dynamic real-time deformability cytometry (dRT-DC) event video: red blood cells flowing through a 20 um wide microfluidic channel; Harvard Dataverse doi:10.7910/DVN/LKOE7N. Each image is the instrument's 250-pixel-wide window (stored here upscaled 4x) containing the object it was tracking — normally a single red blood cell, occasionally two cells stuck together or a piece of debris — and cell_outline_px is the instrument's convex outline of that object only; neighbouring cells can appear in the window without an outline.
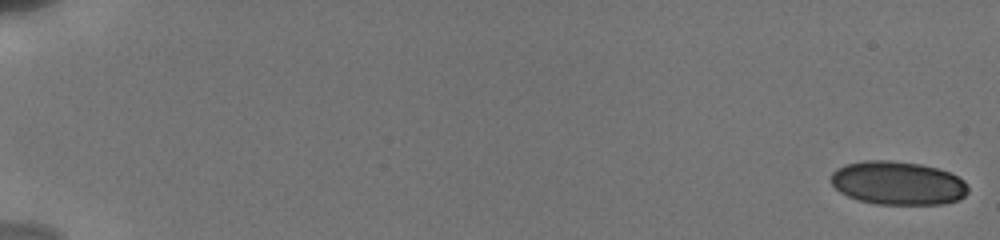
{"species": "human", "species_latin": "Homo sapiens", "temperature_condition": "cold", "stored_images_in_passage": 16, "camera_frame_rate_fps": 3000, "um_per_image_px": 0.085, "donor": {"sex": "male"}, "frame": {"image": 1, "passage_image": 1, "time_ms": 0.0, "image_size_px": [1000, 240], "cell_outline_px": [[968, 192], [960, 200], [944, 204], [876, 204], [856, 200], [840, 192], [832, 184], [832, 172], [836, 168], [844, 164], [864, 160], [892, 160], [920, 164], [936, 168], [948, 172], [964, 180], [968, 184]], "centroid_in_image_um": [76.31, 15.56], "position_along_channel_um": 8.7, "area_um2": 35.03}}
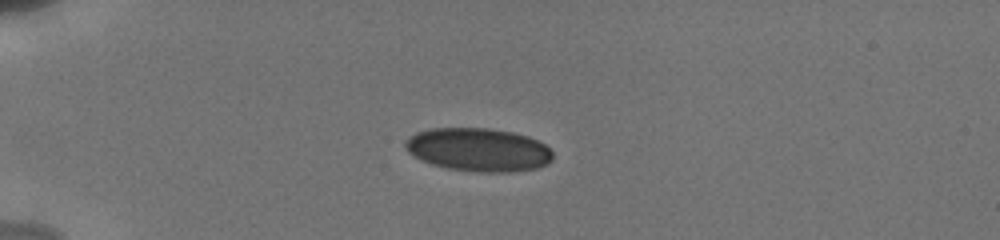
{"frame": {"image": 2, "passage_image": 12, "time_ms": 5.0, "image_size_px": [1000, 240], "cell_outline_px": [[552, 160], [548, 164], [536, 168], [508, 172], [484, 172], [448, 168], [432, 164], [412, 156], [404, 148], [404, 140], [408, 136], [416, 132], [428, 128], [488, 128], [512, 132], [528, 136], [544, 144], [552, 152]], "centroid_in_image_um": [40.62, 12.71], "position_along_channel_um": 44.4, "area_um2": 37.34}}
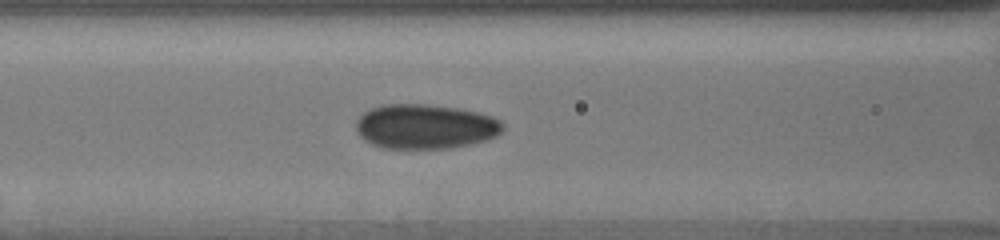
{"frame": {"image": 3, "passage_image": 16, "time_ms": 8.333, "image_size_px": [1000, 240], "cell_outline_px": [[504, 128], [496, 136], [484, 140], [452, 148], [380, 148], [364, 140], [356, 132], [356, 120], [364, 112], [380, 104], [428, 104], [460, 108], [492, 116], [500, 120], [504, 124]], "centroid_in_image_um": [36.12, 10.74], "position_along_channel_um": 130.5, "area_um2": 38.38}}